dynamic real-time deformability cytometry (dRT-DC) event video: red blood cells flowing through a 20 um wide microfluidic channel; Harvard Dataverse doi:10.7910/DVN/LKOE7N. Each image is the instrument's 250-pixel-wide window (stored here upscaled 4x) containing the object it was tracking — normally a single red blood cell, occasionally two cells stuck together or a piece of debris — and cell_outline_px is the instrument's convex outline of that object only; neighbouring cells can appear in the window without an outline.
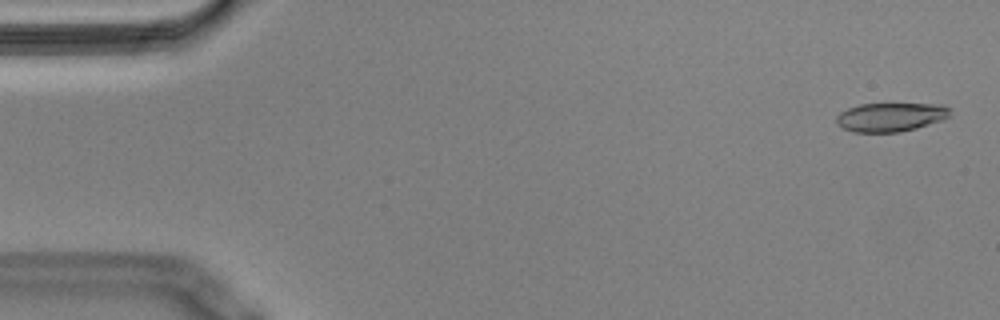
{"species": "Egyptian fruit bat (a non-hibernating species)", "species_latin": "Rousettus aegyptiacus", "temperature_condition": "cold", "stored_images_in_passage": 56, "camera_frame_rate_fps": 3000, "um_per_image_px": 0.085, "animal": {"sex": "male"}, "frame": {"image": 1, "passage_image": 2, "time_ms": 0.333, "image_size_px": [1000, 320], "cell_outline_px": [[948, 116], [944, 120], [916, 128], [900, 132], [852, 132], [836, 124], [836, 116], [840, 112], [848, 108], [860, 104], [944, 104], [948, 108]], "centroid_in_image_um": [75.68, 9.95], "position_along_channel_um": 9.3, "area_um2": 19.07}}
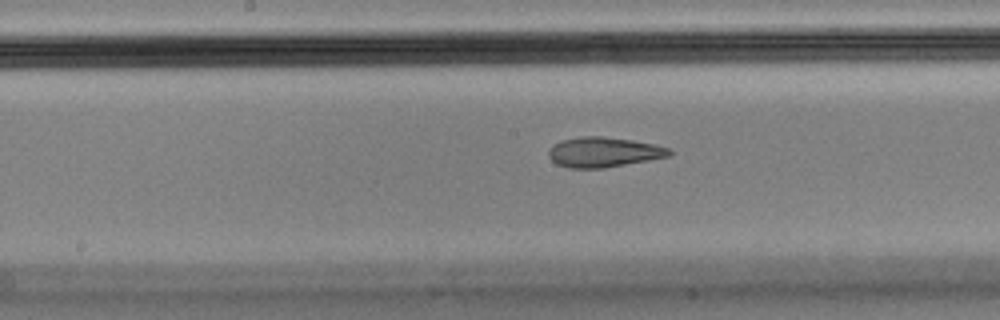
{"frame": {"image": 2, "passage_image": 28, "time_ms": 9.0, "image_size_px": [1000, 320], "cell_outline_px": [[672, 152], [668, 156], [648, 160], [604, 168], [568, 168], [556, 164], [548, 156], [548, 152], [556, 144], [564, 140], [580, 136], [600, 136], [632, 140], [656, 144], [672, 148]], "centroid_in_image_um": [51.34, 12.93], "position_along_channel_um": 196.9, "area_um2": 20.98}}
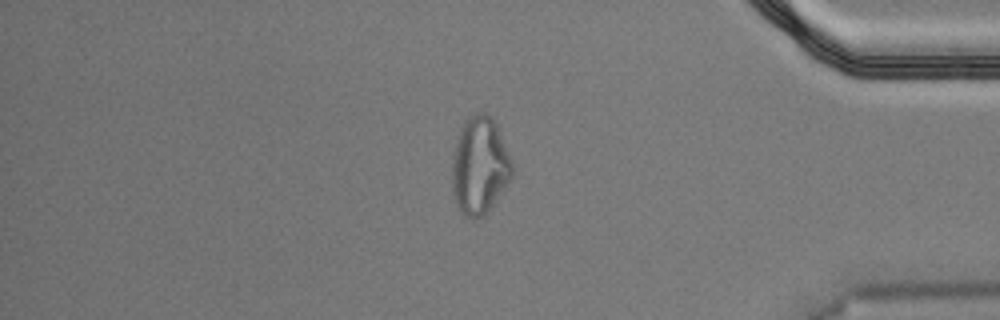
{"frame": {"image": 3, "passage_image": 47, "time_ms": 15.333, "image_size_px": [1000, 320], "cell_outline_px": [[512, 176], [484, 216], [472, 220], [464, 216], [456, 208], [452, 192], [452, 152], [460, 128], [464, 120], [468, 116], [476, 112], [484, 112], [496, 124], [512, 160]], "centroid_in_image_um": [40.72, 14.1], "position_along_channel_um": 394.5, "area_um2": 34.39}, "authors_computed_cell_mechanics": {"area_um2": 21.0103, "velocity_mm_per_s": 3.5915, "shape_relaxation_time_tau1_ms": null, "shape_relaxation_time_tau2_ms": 3.2431, "deformation_change_tau1": null, "deformation_change_tau2": 0.1251}}